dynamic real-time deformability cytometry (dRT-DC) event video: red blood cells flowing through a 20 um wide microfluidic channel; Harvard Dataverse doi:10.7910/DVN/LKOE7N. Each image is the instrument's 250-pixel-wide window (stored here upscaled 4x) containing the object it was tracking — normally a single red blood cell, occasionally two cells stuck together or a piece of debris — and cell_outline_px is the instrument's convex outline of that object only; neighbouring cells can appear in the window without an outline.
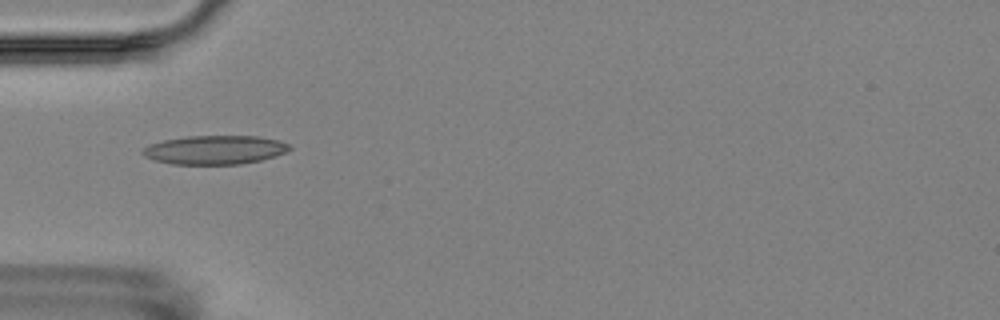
{"species": "Egyptian fruit bat (a non-hibernating species)", "species_latin": "Rousettus aegyptiacus", "temperature_condition": "room temperature", "stored_images_in_passage": 14, "camera_frame_rate_fps": 3000, "um_per_image_px": 0.085, "animal": {"sex": "female"}, "frame": {"image": 1, "passage_image": 3, "time_ms": 3.333, "image_size_px": [1000, 320], "cell_outline_px": [[292, 148], [276, 156], [260, 160], [240, 164], [172, 164], [156, 160], [144, 156], [140, 152], [148, 144], [164, 140], [188, 136], [256, 136], [280, 140], [292, 144]], "centroid_in_image_um": [18.28, 12.73], "position_along_channel_um": 66.7, "area_um2": 24.74}}
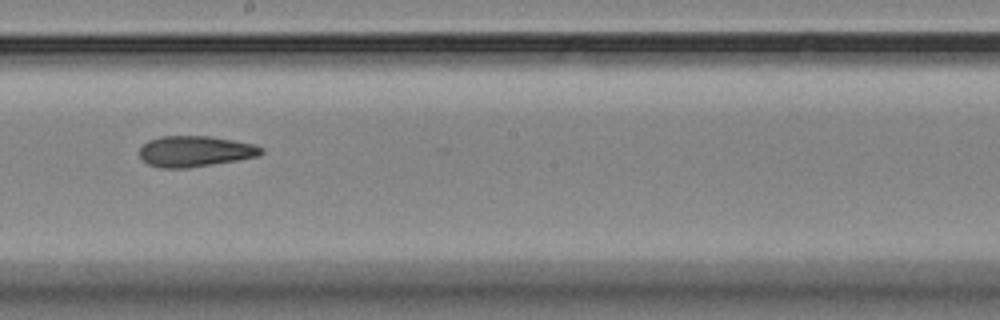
{"frame": {"image": 2, "passage_image": 7, "time_ms": 8.0, "image_size_px": [1000, 320], "cell_outline_px": [[264, 152], [260, 156], [188, 168], [160, 168], [148, 164], [140, 156], [140, 148], [148, 140], [160, 136], [208, 136], [232, 140], [252, 144], [264, 148]], "centroid_in_image_um": [16.58, 12.86], "position_along_channel_um": 231.6, "area_um2": 21.79}}
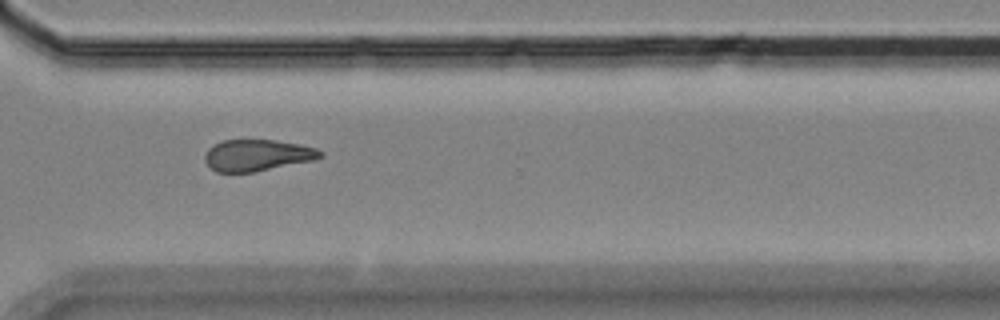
{"frame": {"image": 3, "passage_image": 10, "time_ms": 11.333, "image_size_px": [1000, 320], "cell_outline_px": [[324, 156], [316, 160], [252, 172], [216, 172], [204, 160], [204, 156], [208, 148], [224, 140], [276, 140], [300, 144], [316, 148], [324, 152]], "centroid_in_image_um": [21.91, 13.19], "position_along_channel_um": 348.7, "area_um2": 21.21}, "authors_computed_cell_mechanics": {"area_um2": 21.7328, "velocity_mm_per_s": 3.517, "shape_relaxation_time_tau1_ms": 5.3792, "shape_relaxation_time_tau2_ms": 3.1279, "deformation_change_tau1": 0.1256, "deformation_change_tau2": 0.0969}}